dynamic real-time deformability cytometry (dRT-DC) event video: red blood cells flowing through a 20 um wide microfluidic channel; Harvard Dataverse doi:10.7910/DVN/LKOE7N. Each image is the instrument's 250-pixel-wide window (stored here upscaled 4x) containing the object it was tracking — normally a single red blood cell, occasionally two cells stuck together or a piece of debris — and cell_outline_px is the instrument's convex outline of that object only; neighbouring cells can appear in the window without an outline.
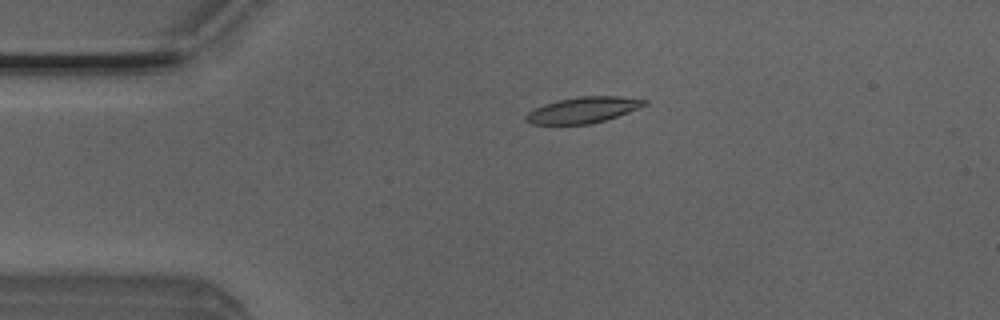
{"species": "Egyptian fruit bat (a non-hibernating species)", "species_latin": "Rousettus aegyptiacus", "temperature_condition": "room temperature", "stored_images_in_passage": 5, "camera_frame_rate_fps": 3000, "um_per_image_px": 0.085, "animal": {"sex": "male"}, "frame": {"image": 1, "passage_image": 4, "time_ms": 1.0, "image_size_px": [1000, 320], "cell_outline_px": [[648, 104], [640, 108], [592, 124], [532, 124], [524, 120], [524, 116], [528, 112], [544, 104], [556, 100], [580, 96], [620, 96], [648, 100]], "centroid_in_image_um": [49.56, 9.34], "position_along_channel_um": 35.4, "area_um2": 17.98}}